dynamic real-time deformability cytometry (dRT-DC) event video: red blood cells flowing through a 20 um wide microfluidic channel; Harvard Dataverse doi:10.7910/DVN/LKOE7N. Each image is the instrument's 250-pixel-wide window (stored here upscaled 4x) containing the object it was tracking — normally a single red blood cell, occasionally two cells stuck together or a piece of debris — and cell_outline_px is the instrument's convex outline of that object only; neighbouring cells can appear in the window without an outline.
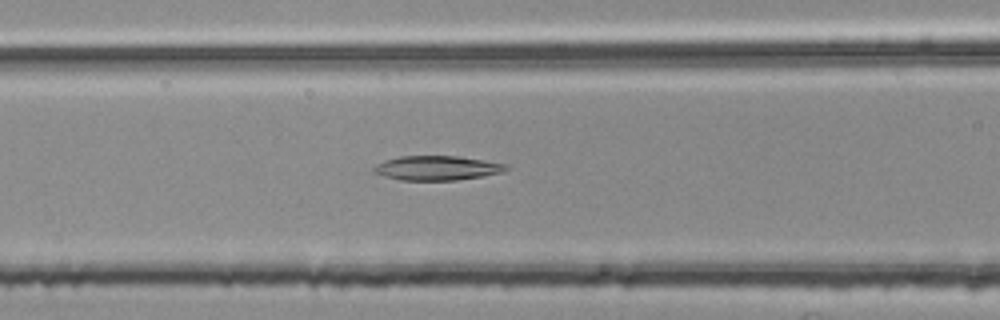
{"species": "common noctule bat (a hibernating species)", "species_latin": "Nyctalus noctula", "temperature_condition": "room temperature", "stored_images_in_passage": 54, "segment_of_instrument_passage": [1, 2], "camera_frame_rate_fps": 3000, "um_per_image_px": 0.085, "animal": {"sex": "female", "body_mass_g": 25.1}, "frame": {"image": 1, "passage_image": 21, "time_ms": 6.667, "image_size_px": [1000, 320], "cell_outline_px": [[512, 168], [504, 172], [456, 180], [400, 180], [384, 176], [372, 172], [372, 168], [376, 164], [384, 160], [400, 156], [456, 156], [508, 164]], "centroid_in_image_um": [37.14, 14.28], "position_along_channel_um": 129.5, "area_um2": 18.9}}
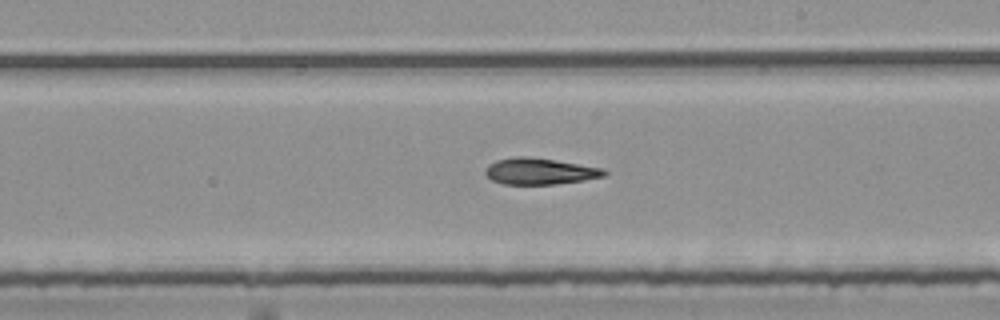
{"frame": {"image": 2, "passage_image": 30, "time_ms": 9.667, "image_size_px": [1000, 320], "cell_outline_px": [[608, 172], [604, 176], [584, 180], [556, 184], [504, 184], [492, 180], [484, 172], [488, 164], [496, 160], [516, 156], [524, 156], [556, 160], [604, 168]], "centroid_in_image_um": [45.88, 14.55], "position_along_channel_um": 243.1, "area_um2": 18.26}}
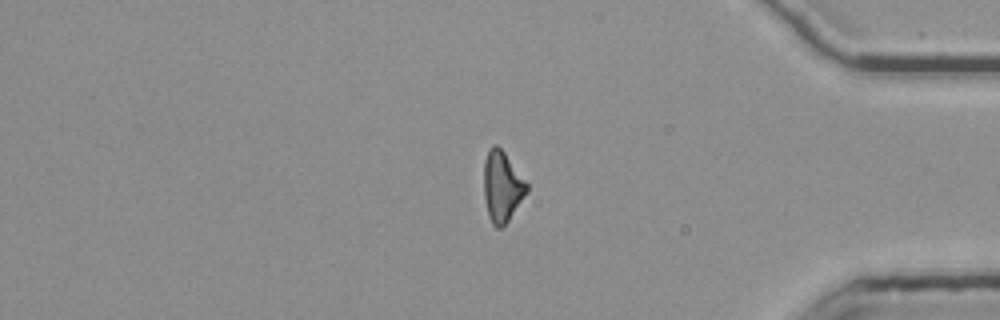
{"frame": {"image": 3, "passage_image": 44, "time_ms": 14.333, "image_size_px": [1000, 320], "cell_outline_px": [[528, 192], [508, 220], [500, 228], [496, 228], [492, 224], [488, 216], [484, 196], [484, 160], [488, 148], [492, 144], [496, 144], [504, 152], [528, 184]], "centroid_in_image_um": [42.66, 15.84], "position_along_channel_um": 392.5, "area_um2": 17.63}}